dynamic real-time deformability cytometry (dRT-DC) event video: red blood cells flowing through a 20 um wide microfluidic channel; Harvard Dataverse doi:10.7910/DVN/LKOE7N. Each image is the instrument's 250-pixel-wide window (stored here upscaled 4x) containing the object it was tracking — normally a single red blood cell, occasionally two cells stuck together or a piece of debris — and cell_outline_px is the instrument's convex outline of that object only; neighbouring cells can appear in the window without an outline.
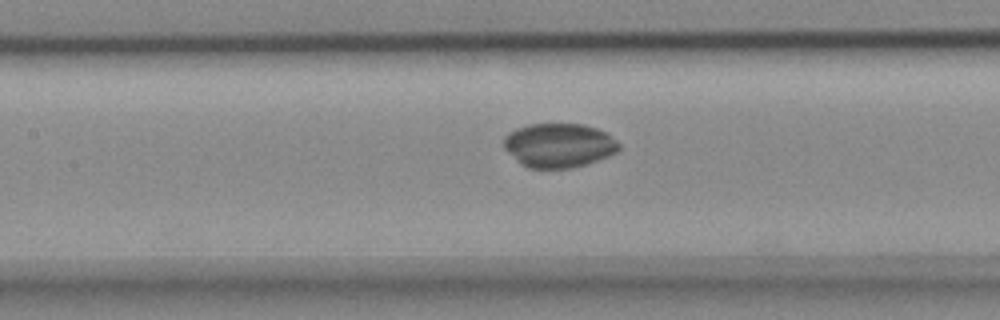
{"species": "common noctule bat (a hibernating species)", "species_latin": "Nyctalus noctula", "temperature_condition": "cold", "stored_images_in_passage": 6, "camera_frame_rate_fps": 3000, "um_per_image_px": 0.085, "animal": {"sex": "female", "body_mass_g": 18.4}, "frame": {"image": 1, "passage_image": 5, "time_ms": 1.333, "image_size_px": [1000, 320], "cell_outline_px": [[620, 148], [616, 152], [608, 156], [572, 168], [528, 168], [520, 164], [504, 148], [504, 136], [508, 132], [516, 128], [528, 124], [584, 124], [608, 132], [620, 144]], "centroid_in_image_um": [47.5, 12.34], "position_along_channel_um": 159.9, "area_um2": 29.77}}